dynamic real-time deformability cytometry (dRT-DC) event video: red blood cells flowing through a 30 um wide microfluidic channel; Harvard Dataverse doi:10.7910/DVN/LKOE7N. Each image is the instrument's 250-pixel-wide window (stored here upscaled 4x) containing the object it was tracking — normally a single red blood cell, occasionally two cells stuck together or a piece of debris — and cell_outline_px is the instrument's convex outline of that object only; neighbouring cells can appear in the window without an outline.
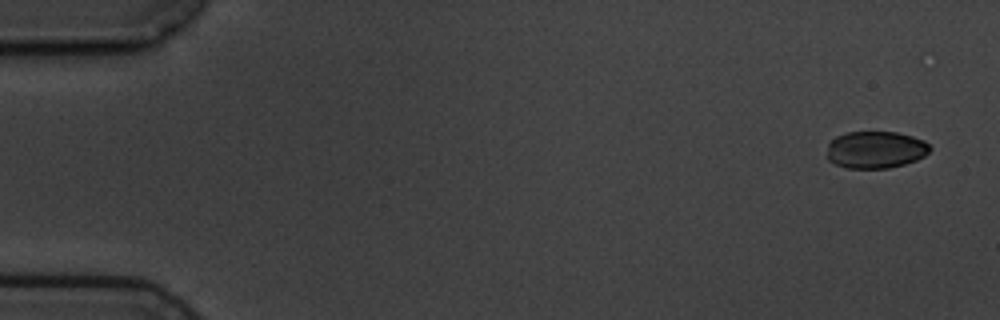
{"species": "common noctule bat (a hibernating species)", "species_latin": "Nyctalus noctula", "temperature_condition": "cold", "stored_images_in_passage": 4, "camera_frame_rate_fps": 3000, "um_per_image_px": 0.085, "animal": {"sex": "male", "body_mass_g": 19.5, "forearm_length_mm": 54.6}, "frame": {"image": 1, "passage_image": 1, "time_ms": 0.0, "image_size_px": [1000, 320], "cell_outline_px": [[932, 148], [924, 156], [916, 160], [904, 164], [888, 168], [848, 168], [836, 164], [828, 160], [828, 144], [836, 136], [848, 132], [896, 132], [912, 136], [924, 140]], "centroid_in_image_um": [74.44, 12.72], "position_along_channel_um": 10.6, "area_um2": 22.2}}
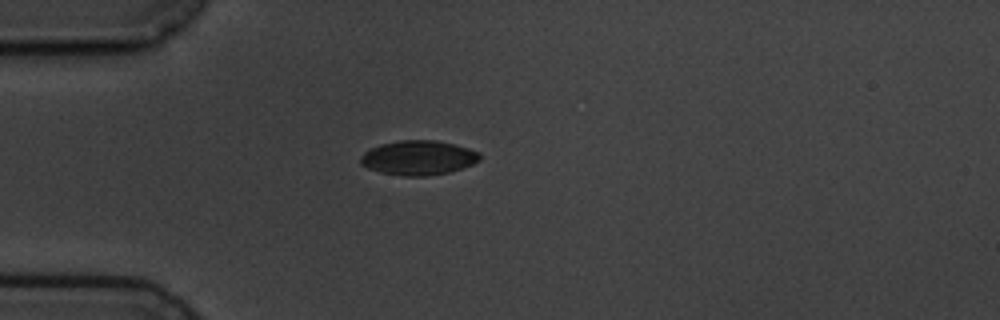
{"frame": {"image": 2, "passage_image": 4, "time_ms": 4.333, "image_size_px": [1000, 320], "cell_outline_px": [[480, 160], [472, 164], [448, 172], [424, 176], [404, 176], [380, 172], [368, 168], [360, 164], [360, 156], [364, 152], [380, 144], [400, 140], [436, 140], [456, 144], [480, 152]], "centroid_in_image_um": [35.55, 13.4], "position_along_channel_um": 49.4, "area_um2": 23.93}}